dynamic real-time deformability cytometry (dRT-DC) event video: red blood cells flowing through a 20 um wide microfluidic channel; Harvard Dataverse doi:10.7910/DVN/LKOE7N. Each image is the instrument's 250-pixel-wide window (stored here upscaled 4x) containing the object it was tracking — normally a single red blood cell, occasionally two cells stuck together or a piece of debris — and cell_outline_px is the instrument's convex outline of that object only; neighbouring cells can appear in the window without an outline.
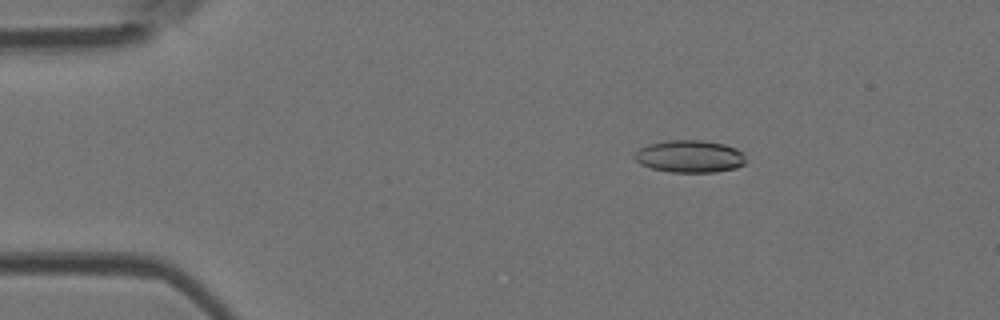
{"species": "Egyptian fruit bat (a non-hibernating species)", "species_latin": "Rousettus aegyptiacus", "temperature_condition": "room temperature", "stored_images_in_passage": 6, "camera_frame_rate_fps": 3000, "um_per_image_px": 0.085, "animal": {"sex": "female"}, "frame": {"image": 1, "passage_image": 3, "time_ms": 0.667, "image_size_px": [1000, 320], "cell_outline_px": [[748, 160], [744, 164], [736, 168], [716, 172], [668, 172], [652, 168], [640, 164], [636, 160], [636, 152], [640, 148], [648, 144], [668, 140], [704, 140], [724, 144], [736, 148], [744, 152]], "centroid_in_image_um": [58.69, 13.29], "position_along_channel_um": 26.3, "area_um2": 21.15}}
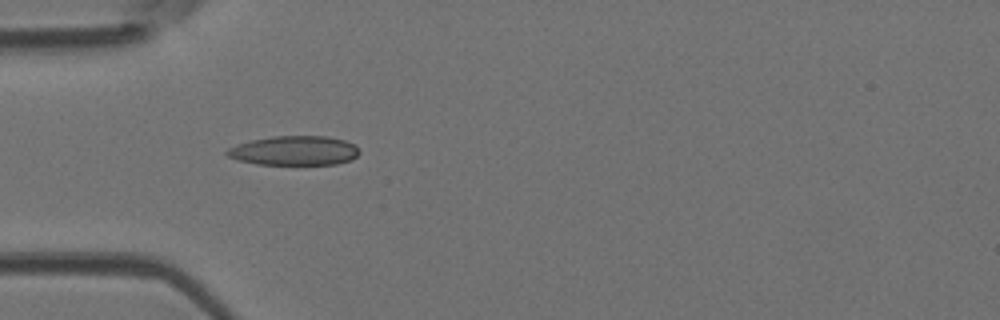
{"frame": {"image": 2, "passage_image": 5, "time_ms": 1.333, "image_size_px": [1000, 320], "cell_outline_px": [[360, 152], [352, 160], [336, 164], [256, 164], [240, 160], [228, 156], [224, 152], [228, 148], [236, 144], [252, 140], [272, 136], [324, 136], [344, 140], [356, 144]], "centroid_in_image_um": [25.03, 12.8], "position_along_channel_um": 60.0, "area_um2": 22.66}}
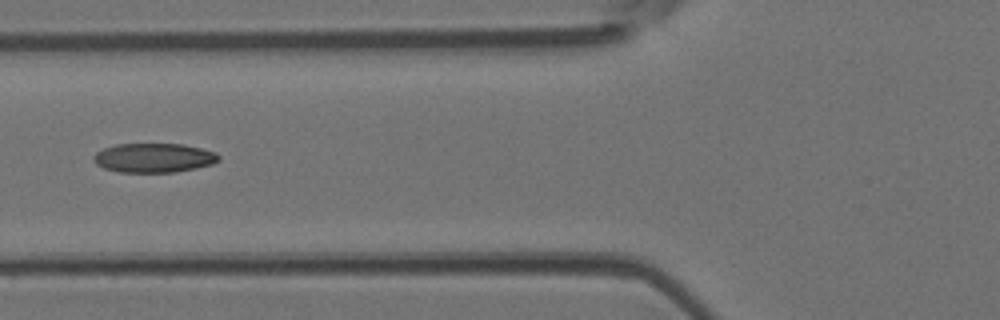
{"frame": {"image": 3, "passage_image": 6, "time_ms": 1.667, "image_size_px": [1000, 320], "cell_outline_px": [[220, 160], [212, 164], [196, 168], [176, 172], [120, 172], [104, 168], [96, 164], [92, 160], [92, 156], [96, 152], [104, 148], [116, 144], [184, 144], [216, 152], [220, 156]], "centroid_in_image_um": [13.07, 13.41], "position_along_channel_um": 112.7, "area_um2": 21.44}}